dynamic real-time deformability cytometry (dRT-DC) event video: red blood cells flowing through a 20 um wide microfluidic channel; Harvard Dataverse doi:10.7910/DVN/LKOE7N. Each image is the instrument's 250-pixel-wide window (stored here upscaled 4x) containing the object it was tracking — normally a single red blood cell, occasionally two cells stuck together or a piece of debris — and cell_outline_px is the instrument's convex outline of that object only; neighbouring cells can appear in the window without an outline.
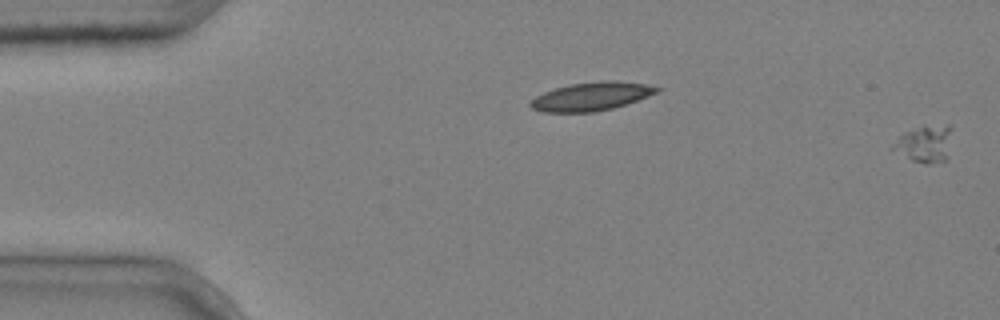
{"species": "common noctule bat (a hibernating species)", "species_latin": "Nyctalus noctula", "temperature_condition": "cold", "stored_images_in_passage": 2, "segment_of_instrument_passage": [2, 2], "camera_frame_rate_fps": 3000, "um_per_image_px": 0.085, "animal": {"sex": "male", "body_mass_g": 20.4}, "frame": {"image": 1, "passage_image": 2, "time_ms": 0.333, "image_size_px": [1000, 320], "cell_outline_px": [[952, 128], [944, 160], [928, 164], [924, 164], [912, 160], [892, 148], [892, 144], [900, 136], [924, 124], [948, 124]], "centroid_in_image_um": [78.61, 12.18], "position_along_channel_um": 6.4, "area_um2": 12.31}}